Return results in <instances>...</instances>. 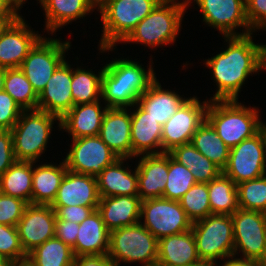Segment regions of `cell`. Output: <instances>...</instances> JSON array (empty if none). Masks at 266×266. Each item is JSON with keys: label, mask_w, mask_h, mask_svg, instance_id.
Wrapping results in <instances>:
<instances>
[{"label": "cell", "mask_w": 266, "mask_h": 266, "mask_svg": "<svg viewBox=\"0 0 266 266\" xmlns=\"http://www.w3.org/2000/svg\"><path fill=\"white\" fill-rule=\"evenodd\" d=\"M254 37L253 33L224 36L227 47L211 58H205L203 64L211 70V79L217 86L208 100H238L247 79L260 72L259 42L255 43Z\"/></svg>", "instance_id": "cell-1"}, {"label": "cell", "mask_w": 266, "mask_h": 266, "mask_svg": "<svg viewBox=\"0 0 266 266\" xmlns=\"http://www.w3.org/2000/svg\"><path fill=\"white\" fill-rule=\"evenodd\" d=\"M127 58H112L104 65L101 100L108 108L132 107L157 79L151 56L147 69L138 59Z\"/></svg>", "instance_id": "cell-2"}, {"label": "cell", "mask_w": 266, "mask_h": 266, "mask_svg": "<svg viewBox=\"0 0 266 266\" xmlns=\"http://www.w3.org/2000/svg\"><path fill=\"white\" fill-rule=\"evenodd\" d=\"M260 112L259 107H248L239 100H209L206 120L231 149L266 125Z\"/></svg>", "instance_id": "cell-3"}, {"label": "cell", "mask_w": 266, "mask_h": 266, "mask_svg": "<svg viewBox=\"0 0 266 266\" xmlns=\"http://www.w3.org/2000/svg\"><path fill=\"white\" fill-rule=\"evenodd\" d=\"M188 10L187 0H161L121 44L136 43L149 49L175 44Z\"/></svg>", "instance_id": "cell-4"}, {"label": "cell", "mask_w": 266, "mask_h": 266, "mask_svg": "<svg viewBox=\"0 0 266 266\" xmlns=\"http://www.w3.org/2000/svg\"><path fill=\"white\" fill-rule=\"evenodd\" d=\"M161 0H108L97 12L103 27L98 44L99 53L115 51L136 25L158 5Z\"/></svg>", "instance_id": "cell-5"}, {"label": "cell", "mask_w": 266, "mask_h": 266, "mask_svg": "<svg viewBox=\"0 0 266 266\" xmlns=\"http://www.w3.org/2000/svg\"><path fill=\"white\" fill-rule=\"evenodd\" d=\"M55 123L60 131V119L57 116L39 109L23 110L11 129L16 161L39 162L52 138Z\"/></svg>", "instance_id": "cell-6"}, {"label": "cell", "mask_w": 266, "mask_h": 266, "mask_svg": "<svg viewBox=\"0 0 266 266\" xmlns=\"http://www.w3.org/2000/svg\"><path fill=\"white\" fill-rule=\"evenodd\" d=\"M108 257L117 265L150 266L158 260V239L140 222L110 231Z\"/></svg>", "instance_id": "cell-7"}, {"label": "cell", "mask_w": 266, "mask_h": 266, "mask_svg": "<svg viewBox=\"0 0 266 266\" xmlns=\"http://www.w3.org/2000/svg\"><path fill=\"white\" fill-rule=\"evenodd\" d=\"M192 232L201 260L224 262L233 257L234 230L231 215L210 214L194 222Z\"/></svg>", "instance_id": "cell-8"}, {"label": "cell", "mask_w": 266, "mask_h": 266, "mask_svg": "<svg viewBox=\"0 0 266 266\" xmlns=\"http://www.w3.org/2000/svg\"><path fill=\"white\" fill-rule=\"evenodd\" d=\"M51 36H43L19 67L38 96L58 66L66 59V53L72 46L70 40L61 41L60 37L57 39V36Z\"/></svg>", "instance_id": "cell-9"}, {"label": "cell", "mask_w": 266, "mask_h": 266, "mask_svg": "<svg viewBox=\"0 0 266 266\" xmlns=\"http://www.w3.org/2000/svg\"><path fill=\"white\" fill-rule=\"evenodd\" d=\"M231 218L234 230L233 256L265 263L266 213L239 208Z\"/></svg>", "instance_id": "cell-10"}, {"label": "cell", "mask_w": 266, "mask_h": 266, "mask_svg": "<svg viewBox=\"0 0 266 266\" xmlns=\"http://www.w3.org/2000/svg\"><path fill=\"white\" fill-rule=\"evenodd\" d=\"M223 173L236 185L266 175V125L230 149Z\"/></svg>", "instance_id": "cell-11"}, {"label": "cell", "mask_w": 266, "mask_h": 266, "mask_svg": "<svg viewBox=\"0 0 266 266\" xmlns=\"http://www.w3.org/2000/svg\"><path fill=\"white\" fill-rule=\"evenodd\" d=\"M191 3L197 4L204 25L216 29L222 37L254 33L246 17L245 0H187L188 8Z\"/></svg>", "instance_id": "cell-12"}, {"label": "cell", "mask_w": 266, "mask_h": 266, "mask_svg": "<svg viewBox=\"0 0 266 266\" xmlns=\"http://www.w3.org/2000/svg\"><path fill=\"white\" fill-rule=\"evenodd\" d=\"M140 223L158 240L188 231L193 224L179 201L163 197L141 201Z\"/></svg>", "instance_id": "cell-13"}, {"label": "cell", "mask_w": 266, "mask_h": 266, "mask_svg": "<svg viewBox=\"0 0 266 266\" xmlns=\"http://www.w3.org/2000/svg\"><path fill=\"white\" fill-rule=\"evenodd\" d=\"M209 100L201 102L197 96L183 103L162 126V153L192 141L196 130L206 119Z\"/></svg>", "instance_id": "cell-14"}, {"label": "cell", "mask_w": 266, "mask_h": 266, "mask_svg": "<svg viewBox=\"0 0 266 266\" xmlns=\"http://www.w3.org/2000/svg\"><path fill=\"white\" fill-rule=\"evenodd\" d=\"M72 145L63 157L71 172L97 177L101 171L113 164L119 156L99 136L71 139Z\"/></svg>", "instance_id": "cell-15"}, {"label": "cell", "mask_w": 266, "mask_h": 266, "mask_svg": "<svg viewBox=\"0 0 266 266\" xmlns=\"http://www.w3.org/2000/svg\"><path fill=\"white\" fill-rule=\"evenodd\" d=\"M26 22L20 14L0 37V67L19 68L30 50L44 36L31 29Z\"/></svg>", "instance_id": "cell-16"}, {"label": "cell", "mask_w": 266, "mask_h": 266, "mask_svg": "<svg viewBox=\"0 0 266 266\" xmlns=\"http://www.w3.org/2000/svg\"><path fill=\"white\" fill-rule=\"evenodd\" d=\"M57 216L51 205L28 204L17 224L22 248L28 255L37 246L54 237Z\"/></svg>", "instance_id": "cell-17"}, {"label": "cell", "mask_w": 266, "mask_h": 266, "mask_svg": "<svg viewBox=\"0 0 266 266\" xmlns=\"http://www.w3.org/2000/svg\"><path fill=\"white\" fill-rule=\"evenodd\" d=\"M71 81L72 65L65 59L39 94L37 109L61 119L73 107Z\"/></svg>", "instance_id": "cell-18"}, {"label": "cell", "mask_w": 266, "mask_h": 266, "mask_svg": "<svg viewBox=\"0 0 266 266\" xmlns=\"http://www.w3.org/2000/svg\"><path fill=\"white\" fill-rule=\"evenodd\" d=\"M138 196L141 201L163 196L168 178V153L136 156Z\"/></svg>", "instance_id": "cell-19"}, {"label": "cell", "mask_w": 266, "mask_h": 266, "mask_svg": "<svg viewBox=\"0 0 266 266\" xmlns=\"http://www.w3.org/2000/svg\"><path fill=\"white\" fill-rule=\"evenodd\" d=\"M98 136L119 158H132L130 108H108Z\"/></svg>", "instance_id": "cell-20"}, {"label": "cell", "mask_w": 266, "mask_h": 266, "mask_svg": "<svg viewBox=\"0 0 266 266\" xmlns=\"http://www.w3.org/2000/svg\"><path fill=\"white\" fill-rule=\"evenodd\" d=\"M130 110L132 159L144 154L162 153V126L137 103Z\"/></svg>", "instance_id": "cell-21"}, {"label": "cell", "mask_w": 266, "mask_h": 266, "mask_svg": "<svg viewBox=\"0 0 266 266\" xmlns=\"http://www.w3.org/2000/svg\"><path fill=\"white\" fill-rule=\"evenodd\" d=\"M99 202L96 177L67 170L51 206L98 207Z\"/></svg>", "instance_id": "cell-22"}, {"label": "cell", "mask_w": 266, "mask_h": 266, "mask_svg": "<svg viewBox=\"0 0 266 266\" xmlns=\"http://www.w3.org/2000/svg\"><path fill=\"white\" fill-rule=\"evenodd\" d=\"M130 160L132 158H119L96 177L100 198L138 196L137 169L136 166L130 169Z\"/></svg>", "instance_id": "cell-23"}, {"label": "cell", "mask_w": 266, "mask_h": 266, "mask_svg": "<svg viewBox=\"0 0 266 266\" xmlns=\"http://www.w3.org/2000/svg\"><path fill=\"white\" fill-rule=\"evenodd\" d=\"M101 102L103 101L74 105L60 119V131L68 133L71 139L98 136L104 114L108 109Z\"/></svg>", "instance_id": "cell-24"}, {"label": "cell", "mask_w": 266, "mask_h": 266, "mask_svg": "<svg viewBox=\"0 0 266 266\" xmlns=\"http://www.w3.org/2000/svg\"><path fill=\"white\" fill-rule=\"evenodd\" d=\"M38 3L45 16L43 30L53 36L62 27L76 20L85 19L96 10L89 0H37Z\"/></svg>", "instance_id": "cell-25"}, {"label": "cell", "mask_w": 266, "mask_h": 266, "mask_svg": "<svg viewBox=\"0 0 266 266\" xmlns=\"http://www.w3.org/2000/svg\"><path fill=\"white\" fill-rule=\"evenodd\" d=\"M178 94V92L163 88L159 79H156L149 88L139 97L137 104L150 114L163 126L167 120L190 97Z\"/></svg>", "instance_id": "cell-26"}, {"label": "cell", "mask_w": 266, "mask_h": 266, "mask_svg": "<svg viewBox=\"0 0 266 266\" xmlns=\"http://www.w3.org/2000/svg\"><path fill=\"white\" fill-rule=\"evenodd\" d=\"M97 211L109 231L132 226L140 222L141 199L139 196L100 198Z\"/></svg>", "instance_id": "cell-27"}, {"label": "cell", "mask_w": 266, "mask_h": 266, "mask_svg": "<svg viewBox=\"0 0 266 266\" xmlns=\"http://www.w3.org/2000/svg\"><path fill=\"white\" fill-rule=\"evenodd\" d=\"M110 231L100 213L94 210L79 224L76 243L72 247L75 257L81 255L108 254Z\"/></svg>", "instance_id": "cell-28"}, {"label": "cell", "mask_w": 266, "mask_h": 266, "mask_svg": "<svg viewBox=\"0 0 266 266\" xmlns=\"http://www.w3.org/2000/svg\"><path fill=\"white\" fill-rule=\"evenodd\" d=\"M201 259L198 256L192 229L158 240V260L165 266H189Z\"/></svg>", "instance_id": "cell-29"}, {"label": "cell", "mask_w": 266, "mask_h": 266, "mask_svg": "<svg viewBox=\"0 0 266 266\" xmlns=\"http://www.w3.org/2000/svg\"><path fill=\"white\" fill-rule=\"evenodd\" d=\"M67 170L64 159L58 165L33 162L32 204L51 205Z\"/></svg>", "instance_id": "cell-30"}, {"label": "cell", "mask_w": 266, "mask_h": 266, "mask_svg": "<svg viewBox=\"0 0 266 266\" xmlns=\"http://www.w3.org/2000/svg\"><path fill=\"white\" fill-rule=\"evenodd\" d=\"M168 153L178 163L190 169L198 183H209L223 172L211 160L201 154L191 142L176 146Z\"/></svg>", "instance_id": "cell-31"}, {"label": "cell", "mask_w": 266, "mask_h": 266, "mask_svg": "<svg viewBox=\"0 0 266 266\" xmlns=\"http://www.w3.org/2000/svg\"><path fill=\"white\" fill-rule=\"evenodd\" d=\"M33 162L15 161L0 176V193L20 198L32 204Z\"/></svg>", "instance_id": "cell-32"}, {"label": "cell", "mask_w": 266, "mask_h": 266, "mask_svg": "<svg viewBox=\"0 0 266 266\" xmlns=\"http://www.w3.org/2000/svg\"><path fill=\"white\" fill-rule=\"evenodd\" d=\"M76 66V68L72 67L71 94L73 106L101 100L104 66L102 65L98 72Z\"/></svg>", "instance_id": "cell-33"}, {"label": "cell", "mask_w": 266, "mask_h": 266, "mask_svg": "<svg viewBox=\"0 0 266 266\" xmlns=\"http://www.w3.org/2000/svg\"><path fill=\"white\" fill-rule=\"evenodd\" d=\"M191 143L222 171L225 169L228 164L230 148L206 119L196 130Z\"/></svg>", "instance_id": "cell-34"}, {"label": "cell", "mask_w": 266, "mask_h": 266, "mask_svg": "<svg viewBox=\"0 0 266 266\" xmlns=\"http://www.w3.org/2000/svg\"><path fill=\"white\" fill-rule=\"evenodd\" d=\"M207 184L211 214L232 215L239 209L237 185L223 172Z\"/></svg>", "instance_id": "cell-35"}, {"label": "cell", "mask_w": 266, "mask_h": 266, "mask_svg": "<svg viewBox=\"0 0 266 266\" xmlns=\"http://www.w3.org/2000/svg\"><path fill=\"white\" fill-rule=\"evenodd\" d=\"M28 259L34 266H73L75 256L69 245L53 237L32 250Z\"/></svg>", "instance_id": "cell-36"}, {"label": "cell", "mask_w": 266, "mask_h": 266, "mask_svg": "<svg viewBox=\"0 0 266 266\" xmlns=\"http://www.w3.org/2000/svg\"><path fill=\"white\" fill-rule=\"evenodd\" d=\"M3 90L22 110L37 109L38 95L20 68L6 69Z\"/></svg>", "instance_id": "cell-37"}, {"label": "cell", "mask_w": 266, "mask_h": 266, "mask_svg": "<svg viewBox=\"0 0 266 266\" xmlns=\"http://www.w3.org/2000/svg\"><path fill=\"white\" fill-rule=\"evenodd\" d=\"M195 183L191 170L178 163L168 153V178L162 197L179 201Z\"/></svg>", "instance_id": "cell-38"}, {"label": "cell", "mask_w": 266, "mask_h": 266, "mask_svg": "<svg viewBox=\"0 0 266 266\" xmlns=\"http://www.w3.org/2000/svg\"><path fill=\"white\" fill-rule=\"evenodd\" d=\"M179 204L193 223L210 215L208 184L196 182L179 199Z\"/></svg>", "instance_id": "cell-39"}, {"label": "cell", "mask_w": 266, "mask_h": 266, "mask_svg": "<svg viewBox=\"0 0 266 266\" xmlns=\"http://www.w3.org/2000/svg\"><path fill=\"white\" fill-rule=\"evenodd\" d=\"M237 189L239 208L266 213V175L241 182Z\"/></svg>", "instance_id": "cell-40"}, {"label": "cell", "mask_w": 266, "mask_h": 266, "mask_svg": "<svg viewBox=\"0 0 266 266\" xmlns=\"http://www.w3.org/2000/svg\"><path fill=\"white\" fill-rule=\"evenodd\" d=\"M0 254L11 262L28 258V255L22 248L16 226L0 224Z\"/></svg>", "instance_id": "cell-41"}, {"label": "cell", "mask_w": 266, "mask_h": 266, "mask_svg": "<svg viewBox=\"0 0 266 266\" xmlns=\"http://www.w3.org/2000/svg\"><path fill=\"white\" fill-rule=\"evenodd\" d=\"M28 203L20 198L0 193V224L17 226Z\"/></svg>", "instance_id": "cell-42"}, {"label": "cell", "mask_w": 266, "mask_h": 266, "mask_svg": "<svg viewBox=\"0 0 266 266\" xmlns=\"http://www.w3.org/2000/svg\"><path fill=\"white\" fill-rule=\"evenodd\" d=\"M22 111L7 92L0 91V130H11Z\"/></svg>", "instance_id": "cell-43"}, {"label": "cell", "mask_w": 266, "mask_h": 266, "mask_svg": "<svg viewBox=\"0 0 266 266\" xmlns=\"http://www.w3.org/2000/svg\"><path fill=\"white\" fill-rule=\"evenodd\" d=\"M56 212V220H65L80 224L83 222L97 207L89 206H52Z\"/></svg>", "instance_id": "cell-44"}, {"label": "cell", "mask_w": 266, "mask_h": 266, "mask_svg": "<svg viewBox=\"0 0 266 266\" xmlns=\"http://www.w3.org/2000/svg\"><path fill=\"white\" fill-rule=\"evenodd\" d=\"M16 161L11 130H0V176Z\"/></svg>", "instance_id": "cell-45"}, {"label": "cell", "mask_w": 266, "mask_h": 266, "mask_svg": "<svg viewBox=\"0 0 266 266\" xmlns=\"http://www.w3.org/2000/svg\"><path fill=\"white\" fill-rule=\"evenodd\" d=\"M245 4L250 27L260 30L266 24V0H245Z\"/></svg>", "instance_id": "cell-46"}, {"label": "cell", "mask_w": 266, "mask_h": 266, "mask_svg": "<svg viewBox=\"0 0 266 266\" xmlns=\"http://www.w3.org/2000/svg\"><path fill=\"white\" fill-rule=\"evenodd\" d=\"M79 224L71 221L56 220L54 237L60 239L71 248L76 243Z\"/></svg>", "instance_id": "cell-47"}, {"label": "cell", "mask_w": 266, "mask_h": 266, "mask_svg": "<svg viewBox=\"0 0 266 266\" xmlns=\"http://www.w3.org/2000/svg\"><path fill=\"white\" fill-rule=\"evenodd\" d=\"M73 266H117L108 254L81 255L75 257Z\"/></svg>", "instance_id": "cell-48"}, {"label": "cell", "mask_w": 266, "mask_h": 266, "mask_svg": "<svg viewBox=\"0 0 266 266\" xmlns=\"http://www.w3.org/2000/svg\"><path fill=\"white\" fill-rule=\"evenodd\" d=\"M20 11L12 0H0V16H19Z\"/></svg>", "instance_id": "cell-49"}, {"label": "cell", "mask_w": 266, "mask_h": 266, "mask_svg": "<svg viewBox=\"0 0 266 266\" xmlns=\"http://www.w3.org/2000/svg\"><path fill=\"white\" fill-rule=\"evenodd\" d=\"M263 263L257 260L239 259L236 257H230L222 262L221 266H262Z\"/></svg>", "instance_id": "cell-50"}, {"label": "cell", "mask_w": 266, "mask_h": 266, "mask_svg": "<svg viewBox=\"0 0 266 266\" xmlns=\"http://www.w3.org/2000/svg\"><path fill=\"white\" fill-rule=\"evenodd\" d=\"M259 46V71H266V44L260 43Z\"/></svg>", "instance_id": "cell-51"}, {"label": "cell", "mask_w": 266, "mask_h": 266, "mask_svg": "<svg viewBox=\"0 0 266 266\" xmlns=\"http://www.w3.org/2000/svg\"><path fill=\"white\" fill-rule=\"evenodd\" d=\"M18 16H0V37Z\"/></svg>", "instance_id": "cell-52"}, {"label": "cell", "mask_w": 266, "mask_h": 266, "mask_svg": "<svg viewBox=\"0 0 266 266\" xmlns=\"http://www.w3.org/2000/svg\"><path fill=\"white\" fill-rule=\"evenodd\" d=\"M189 266H221L216 261H209V260H200L197 263L191 264Z\"/></svg>", "instance_id": "cell-53"}, {"label": "cell", "mask_w": 266, "mask_h": 266, "mask_svg": "<svg viewBox=\"0 0 266 266\" xmlns=\"http://www.w3.org/2000/svg\"><path fill=\"white\" fill-rule=\"evenodd\" d=\"M10 266H34V265L27 258L25 260L11 262Z\"/></svg>", "instance_id": "cell-54"}, {"label": "cell", "mask_w": 266, "mask_h": 266, "mask_svg": "<svg viewBox=\"0 0 266 266\" xmlns=\"http://www.w3.org/2000/svg\"><path fill=\"white\" fill-rule=\"evenodd\" d=\"M5 75H6V68L0 67V91L4 89Z\"/></svg>", "instance_id": "cell-55"}, {"label": "cell", "mask_w": 266, "mask_h": 266, "mask_svg": "<svg viewBox=\"0 0 266 266\" xmlns=\"http://www.w3.org/2000/svg\"><path fill=\"white\" fill-rule=\"evenodd\" d=\"M90 3L97 9L102 7L108 0H89Z\"/></svg>", "instance_id": "cell-56"}, {"label": "cell", "mask_w": 266, "mask_h": 266, "mask_svg": "<svg viewBox=\"0 0 266 266\" xmlns=\"http://www.w3.org/2000/svg\"><path fill=\"white\" fill-rule=\"evenodd\" d=\"M11 261L8 260L5 256L0 254V266H10Z\"/></svg>", "instance_id": "cell-57"}, {"label": "cell", "mask_w": 266, "mask_h": 266, "mask_svg": "<svg viewBox=\"0 0 266 266\" xmlns=\"http://www.w3.org/2000/svg\"><path fill=\"white\" fill-rule=\"evenodd\" d=\"M12 1L17 5V7H18L19 9H22L23 6H25V5H23V4H26V2H27L28 0H12Z\"/></svg>", "instance_id": "cell-58"}, {"label": "cell", "mask_w": 266, "mask_h": 266, "mask_svg": "<svg viewBox=\"0 0 266 266\" xmlns=\"http://www.w3.org/2000/svg\"><path fill=\"white\" fill-rule=\"evenodd\" d=\"M261 30H262V32H263V31H266V24H265L260 30H256V31H254V32L256 33V32L261 31Z\"/></svg>", "instance_id": "cell-59"}, {"label": "cell", "mask_w": 266, "mask_h": 266, "mask_svg": "<svg viewBox=\"0 0 266 266\" xmlns=\"http://www.w3.org/2000/svg\"><path fill=\"white\" fill-rule=\"evenodd\" d=\"M150 266H165V265L160 264L159 262H156V263H154V264H151Z\"/></svg>", "instance_id": "cell-60"}]
</instances>
